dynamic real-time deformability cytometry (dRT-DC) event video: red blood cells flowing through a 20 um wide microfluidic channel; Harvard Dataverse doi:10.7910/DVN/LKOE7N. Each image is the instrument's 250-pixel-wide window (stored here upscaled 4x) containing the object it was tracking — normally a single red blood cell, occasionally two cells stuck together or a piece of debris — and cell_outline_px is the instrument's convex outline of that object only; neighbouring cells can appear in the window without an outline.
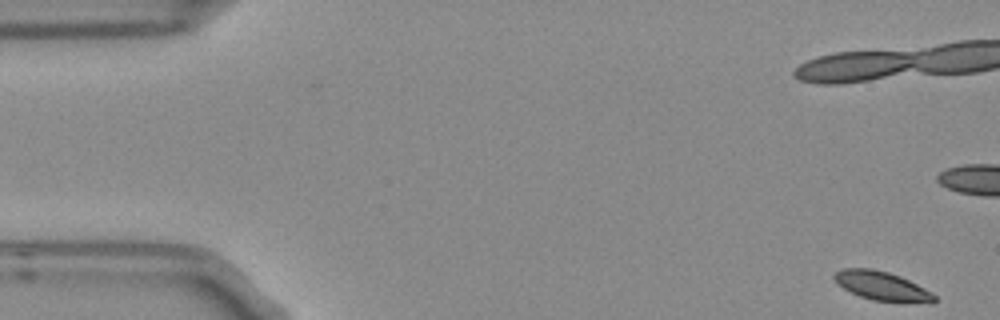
{"species": "Egyptian fruit bat (a non-hibernating species)", "species_latin": "Rousettus aegyptiacus", "temperature_condition": "room temperature", "stored_images_in_passage": 4, "camera_frame_rate_fps": 3000, "um_per_image_px": 0.085, "frame": {"image": 1, "passage_image": 1, "time_ms": 0.0, "image_size_px": [1000, 320], "cell_outline_px": [[936, 300], [932, 304], [900, 304], [872, 300], [860, 296], [836, 284], [832, 276], [836, 272], [844, 268], [872, 268], [888, 272], [900, 276], [924, 288], [936, 296]], "centroid_in_image_um": [75.01, 24.35], "position_along_channel_um": 10.0, "area_um2": 17.4}}